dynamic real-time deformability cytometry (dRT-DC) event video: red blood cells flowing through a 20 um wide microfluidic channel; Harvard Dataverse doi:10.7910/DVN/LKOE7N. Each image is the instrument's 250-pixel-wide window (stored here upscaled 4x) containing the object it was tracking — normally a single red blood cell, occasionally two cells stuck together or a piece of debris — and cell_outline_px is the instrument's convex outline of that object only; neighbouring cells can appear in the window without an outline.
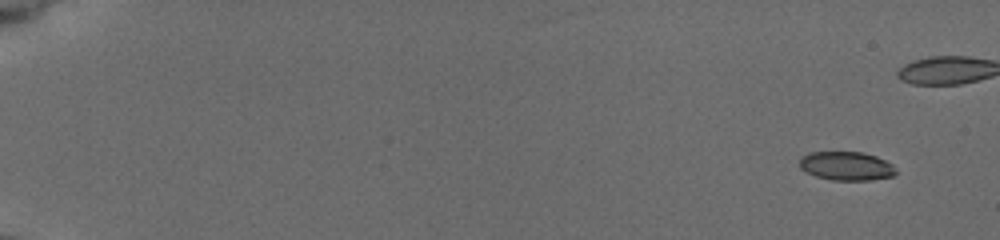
{"species": "common noctule bat (a hibernating species)", "species_latin": "Nyctalus noctula", "temperature_condition": "cold", "stored_images_in_passage": 22, "camera_frame_rate_fps": 3000, "um_per_image_px": 0.085, "animal": {"sex": "female", "body_mass_g": 19.5, "forearm_length_mm": 54.1}, "frame": {"image": 1, "passage_image": 4, "time_ms": 1.0, "image_size_px": [1000, 240], "cell_outline_px": [[896, 172], [892, 176], [868, 180], [832, 180], [816, 176], [800, 168], [800, 156], [808, 152], [860, 152], [876, 156], [892, 164]], "centroid_in_image_um": [71.91, 14.1], "position_along_channel_um": 13.1, "area_um2": 16.01}}
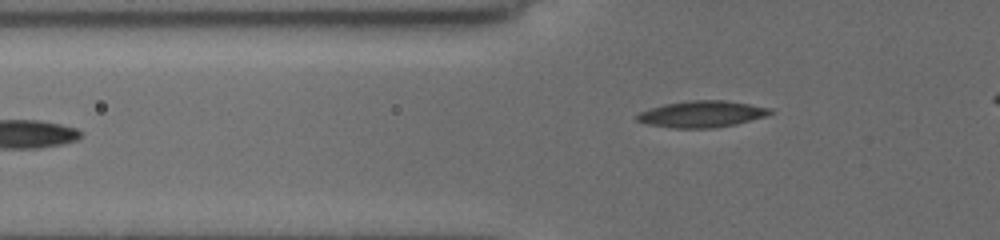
{"frame": {"image": 2, "passage_image": 22, "time_ms": 8.667, "image_size_px": [1000, 240], "cell_outline_px": [[776, 112], [764, 116], [736, 124], [712, 128], [672, 128], [648, 124], [636, 120], [636, 116], [640, 112], [664, 104], [692, 100], [724, 100], [772, 108]], "centroid_in_image_um": [59.68, 9.69], "position_along_channel_um": 66.1, "area_um2": 20.4}}